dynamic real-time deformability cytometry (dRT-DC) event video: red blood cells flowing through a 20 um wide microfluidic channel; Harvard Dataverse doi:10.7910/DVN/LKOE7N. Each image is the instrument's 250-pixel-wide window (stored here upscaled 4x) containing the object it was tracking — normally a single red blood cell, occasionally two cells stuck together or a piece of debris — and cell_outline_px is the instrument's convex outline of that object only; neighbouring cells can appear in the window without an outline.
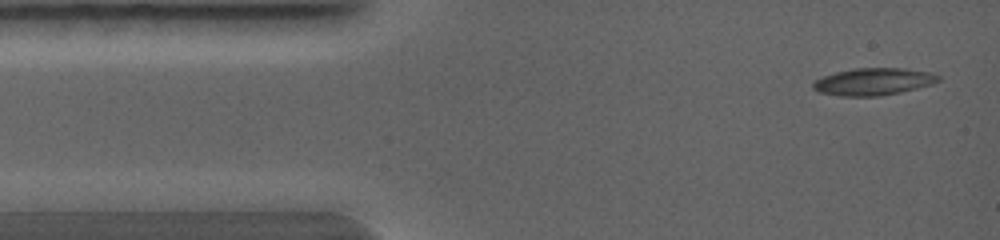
{"species": "common noctule bat (a hibernating species)", "species_latin": "Nyctalus noctula", "temperature_condition": "warm", "stored_images_in_passage": 8, "camera_frame_rate_fps": 5000, "um_per_image_px": 0.085, "animal": {"sex": "female", "body_mass_g": 19.0, "forearm_length_mm": 56.7}, "frame": {"image": 1, "passage_image": 1, "time_ms": 0.0, "image_size_px": [1000, 240], "cell_outline_px": [[940, 80], [932, 84], [900, 92], [880, 96], [840, 96], [820, 92], [812, 88], [812, 84], [816, 80], [824, 76], [836, 72], [852, 68], [904, 68], [928, 72], [940, 76]], "centroid_in_image_um": [74.23, 6.94], "position_along_channel_um": 10.8, "area_um2": 19.71}}
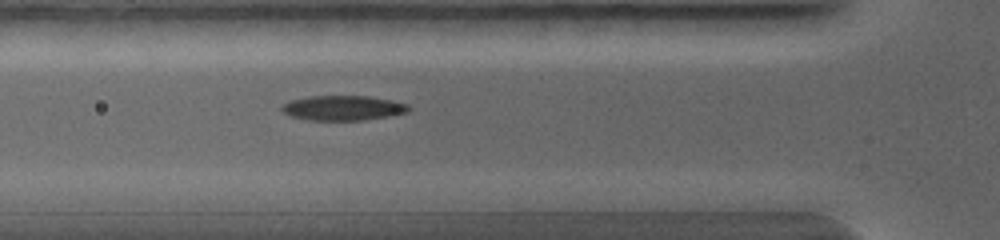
{"frame": {"image": 2, "passage_image": 7, "time_ms": 2.4, "image_size_px": [1000, 240], "cell_outline_px": [[412, 108], [408, 112], [388, 116], [364, 120], [308, 120], [292, 116], [284, 112], [280, 108], [284, 104], [292, 100], [308, 96], [368, 96], [392, 100], [408, 104]], "centroid_in_image_um": [29.2, 9.17], "position_along_channel_um": 96.6, "area_um2": 18.32}}
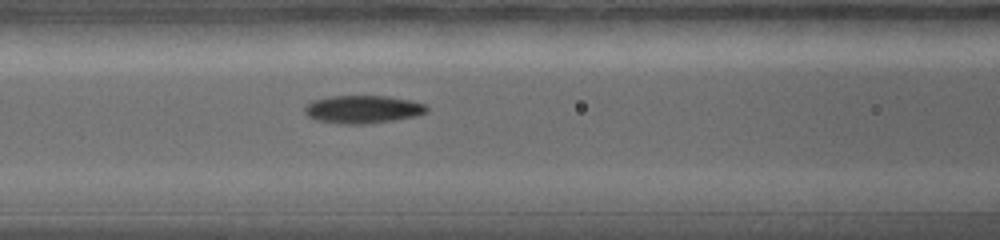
{"frame": {"image": 3, "passage_image": 8, "time_ms": 3.0, "image_size_px": [1000, 240], "cell_outline_px": [[428, 112], [416, 116], [392, 120], [364, 124], [344, 124], [316, 120], [308, 116], [304, 112], [304, 108], [312, 100], [332, 96], [388, 96], [408, 100], [424, 104], [428, 108]], "centroid_in_image_um": [30.83, 9.29], "position_along_channel_um": 135.8, "area_um2": 19.71}}